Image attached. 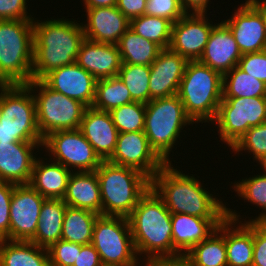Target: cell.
I'll list each match as a JSON object with an SVG mask.
<instances>
[{
    "instance_id": "b9f144b4",
    "label": "cell",
    "mask_w": 266,
    "mask_h": 266,
    "mask_svg": "<svg viewBox=\"0 0 266 266\" xmlns=\"http://www.w3.org/2000/svg\"><path fill=\"white\" fill-rule=\"evenodd\" d=\"M238 67L266 84V50L242 54Z\"/></svg>"
},
{
    "instance_id": "681fc988",
    "label": "cell",
    "mask_w": 266,
    "mask_h": 266,
    "mask_svg": "<svg viewBox=\"0 0 266 266\" xmlns=\"http://www.w3.org/2000/svg\"><path fill=\"white\" fill-rule=\"evenodd\" d=\"M184 10L189 13L192 9V13H206L209 0H180ZM189 10V11H188Z\"/></svg>"
},
{
    "instance_id": "f5cc1de1",
    "label": "cell",
    "mask_w": 266,
    "mask_h": 266,
    "mask_svg": "<svg viewBox=\"0 0 266 266\" xmlns=\"http://www.w3.org/2000/svg\"><path fill=\"white\" fill-rule=\"evenodd\" d=\"M259 164L262 166L264 169V174H266V156L259 162Z\"/></svg>"
},
{
    "instance_id": "7402d4cb",
    "label": "cell",
    "mask_w": 266,
    "mask_h": 266,
    "mask_svg": "<svg viewBox=\"0 0 266 266\" xmlns=\"http://www.w3.org/2000/svg\"><path fill=\"white\" fill-rule=\"evenodd\" d=\"M79 129L102 161L112 156L119 131L109 112L87 107Z\"/></svg>"
},
{
    "instance_id": "ffe728a7",
    "label": "cell",
    "mask_w": 266,
    "mask_h": 266,
    "mask_svg": "<svg viewBox=\"0 0 266 266\" xmlns=\"http://www.w3.org/2000/svg\"><path fill=\"white\" fill-rule=\"evenodd\" d=\"M242 57L229 27L222 21L214 24L199 62L219 72L222 76L238 66Z\"/></svg>"
},
{
    "instance_id": "9a60e30c",
    "label": "cell",
    "mask_w": 266,
    "mask_h": 266,
    "mask_svg": "<svg viewBox=\"0 0 266 266\" xmlns=\"http://www.w3.org/2000/svg\"><path fill=\"white\" fill-rule=\"evenodd\" d=\"M205 14L186 13L172 24L169 48L188 61L199 60L212 32L214 25L208 22Z\"/></svg>"
},
{
    "instance_id": "ac0fdd59",
    "label": "cell",
    "mask_w": 266,
    "mask_h": 266,
    "mask_svg": "<svg viewBox=\"0 0 266 266\" xmlns=\"http://www.w3.org/2000/svg\"><path fill=\"white\" fill-rule=\"evenodd\" d=\"M223 22L231 30L242 54L266 50V31L262 16L248 1Z\"/></svg>"
},
{
    "instance_id": "ba28073f",
    "label": "cell",
    "mask_w": 266,
    "mask_h": 266,
    "mask_svg": "<svg viewBox=\"0 0 266 266\" xmlns=\"http://www.w3.org/2000/svg\"><path fill=\"white\" fill-rule=\"evenodd\" d=\"M144 132L151 148L165 162L170 163L169 154L182 127L193 124L192 119L186 114L179 96L173 95L154 99L145 104Z\"/></svg>"
},
{
    "instance_id": "4316f807",
    "label": "cell",
    "mask_w": 266,
    "mask_h": 266,
    "mask_svg": "<svg viewBox=\"0 0 266 266\" xmlns=\"http://www.w3.org/2000/svg\"><path fill=\"white\" fill-rule=\"evenodd\" d=\"M37 159L33 165L29 185L45 199H63L71 170L56 161L49 164Z\"/></svg>"
},
{
    "instance_id": "4fadbf2b",
    "label": "cell",
    "mask_w": 266,
    "mask_h": 266,
    "mask_svg": "<svg viewBox=\"0 0 266 266\" xmlns=\"http://www.w3.org/2000/svg\"><path fill=\"white\" fill-rule=\"evenodd\" d=\"M107 161L137 169L150 179L166 164L151 148L144 131L119 133L114 152Z\"/></svg>"
},
{
    "instance_id": "ee69618b",
    "label": "cell",
    "mask_w": 266,
    "mask_h": 266,
    "mask_svg": "<svg viewBox=\"0 0 266 266\" xmlns=\"http://www.w3.org/2000/svg\"><path fill=\"white\" fill-rule=\"evenodd\" d=\"M252 266H266V222H253Z\"/></svg>"
},
{
    "instance_id": "f907efd6",
    "label": "cell",
    "mask_w": 266,
    "mask_h": 266,
    "mask_svg": "<svg viewBox=\"0 0 266 266\" xmlns=\"http://www.w3.org/2000/svg\"><path fill=\"white\" fill-rule=\"evenodd\" d=\"M86 9L97 7H114L117 6L118 0H83Z\"/></svg>"
},
{
    "instance_id": "2e32d148",
    "label": "cell",
    "mask_w": 266,
    "mask_h": 266,
    "mask_svg": "<svg viewBox=\"0 0 266 266\" xmlns=\"http://www.w3.org/2000/svg\"><path fill=\"white\" fill-rule=\"evenodd\" d=\"M52 90L92 107L97 79L76 62L51 70L41 79Z\"/></svg>"
},
{
    "instance_id": "7a4b0ae2",
    "label": "cell",
    "mask_w": 266,
    "mask_h": 266,
    "mask_svg": "<svg viewBox=\"0 0 266 266\" xmlns=\"http://www.w3.org/2000/svg\"><path fill=\"white\" fill-rule=\"evenodd\" d=\"M171 212L150 187L127 217L136 254L148 258L182 255L173 247Z\"/></svg>"
},
{
    "instance_id": "d4e9b609",
    "label": "cell",
    "mask_w": 266,
    "mask_h": 266,
    "mask_svg": "<svg viewBox=\"0 0 266 266\" xmlns=\"http://www.w3.org/2000/svg\"><path fill=\"white\" fill-rule=\"evenodd\" d=\"M238 219L239 215L235 210L231 211L230 208H227V217L225 218L227 266H252L253 222L247 221L236 227Z\"/></svg>"
},
{
    "instance_id": "277c9868",
    "label": "cell",
    "mask_w": 266,
    "mask_h": 266,
    "mask_svg": "<svg viewBox=\"0 0 266 266\" xmlns=\"http://www.w3.org/2000/svg\"><path fill=\"white\" fill-rule=\"evenodd\" d=\"M96 174L104 216L127 218L151 187V179L141 171L109 161H102Z\"/></svg>"
},
{
    "instance_id": "7c38bea8",
    "label": "cell",
    "mask_w": 266,
    "mask_h": 266,
    "mask_svg": "<svg viewBox=\"0 0 266 266\" xmlns=\"http://www.w3.org/2000/svg\"><path fill=\"white\" fill-rule=\"evenodd\" d=\"M42 146L50 151L52 161L68 169L78 168V172L96 171L102 163L80 129L52 132L43 139Z\"/></svg>"
},
{
    "instance_id": "ab89813d",
    "label": "cell",
    "mask_w": 266,
    "mask_h": 266,
    "mask_svg": "<svg viewBox=\"0 0 266 266\" xmlns=\"http://www.w3.org/2000/svg\"><path fill=\"white\" fill-rule=\"evenodd\" d=\"M82 245L60 239L48 248L50 266H73Z\"/></svg>"
},
{
    "instance_id": "d590c367",
    "label": "cell",
    "mask_w": 266,
    "mask_h": 266,
    "mask_svg": "<svg viewBox=\"0 0 266 266\" xmlns=\"http://www.w3.org/2000/svg\"><path fill=\"white\" fill-rule=\"evenodd\" d=\"M117 76L129 90L134 102H150V66L122 64Z\"/></svg>"
},
{
    "instance_id": "d6986e66",
    "label": "cell",
    "mask_w": 266,
    "mask_h": 266,
    "mask_svg": "<svg viewBox=\"0 0 266 266\" xmlns=\"http://www.w3.org/2000/svg\"><path fill=\"white\" fill-rule=\"evenodd\" d=\"M42 144L43 141L0 143V181L29 184L36 159L32 151Z\"/></svg>"
},
{
    "instance_id": "e575fe53",
    "label": "cell",
    "mask_w": 266,
    "mask_h": 266,
    "mask_svg": "<svg viewBox=\"0 0 266 266\" xmlns=\"http://www.w3.org/2000/svg\"><path fill=\"white\" fill-rule=\"evenodd\" d=\"M172 24L168 19L144 14L130 20V29L166 49L171 43Z\"/></svg>"
},
{
    "instance_id": "f546056e",
    "label": "cell",
    "mask_w": 266,
    "mask_h": 266,
    "mask_svg": "<svg viewBox=\"0 0 266 266\" xmlns=\"http://www.w3.org/2000/svg\"><path fill=\"white\" fill-rule=\"evenodd\" d=\"M0 265L50 266L48 249L31 241L3 239L0 240Z\"/></svg>"
},
{
    "instance_id": "d6a6232c",
    "label": "cell",
    "mask_w": 266,
    "mask_h": 266,
    "mask_svg": "<svg viewBox=\"0 0 266 266\" xmlns=\"http://www.w3.org/2000/svg\"><path fill=\"white\" fill-rule=\"evenodd\" d=\"M239 97H266V84L235 66L223 75V98Z\"/></svg>"
},
{
    "instance_id": "83f0119b",
    "label": "cell",
    "mask_w": 266,
    "mask_h": 266,
    "mask_svg": "<svg viewBox=\"0 0 266 266\" xmlns=\"http://www.w3.org/2000/svg\"><path fill=\"white\" fill-rule=\"evenodd\" d=\"M66 208L62 199H46L41 207L35 236L30 241L47 249L58 242L62 235Z\"/></svg>"
},
{
    "instance_id": "603a6c76",
    "label": "cell",
    "mask_w": 266,
    "mask_h": 266,
    "mask_svg": "<svg viewBox=\"0 0 266 266\" xmlns=\"http://www.w3.org/2000/svg\"><path fill=\"white\" fill-rule=\"evenodd\" d=\"M76 63L97 80L117 76L122 65L117 45L86 38L80 45Z\"/></svg>"
},
{
    "instance_id": "bcb514c9",
    "label": "cell",
    "mask_w": 266,
    "mask_h": 266,
    "mask_svg": "<svg viewBox=\"0 0 266 266\" xmlns=\"http://www.w3.org/2000/svg\"><path fill=\"white\" fill-rule=\"evenodd\" d=\"M146 3L147 0H118L116 7L131 20L145 14Z\"/></svg>"
},
{
    "instance_id": "8d00e7d4",
    "label": "cell",
    "mask_w": 266,
    "mask_h": 266,
    "mask_svg": "<svg viewBox=\"0 0 266 266\" xmlns=\"http://www.w3.org/2000/svg\"><path fill=\"white\" fill-rule=\"evenodd\" d=\"M109 113L119 133L144 131L146 115L145 104L132 102L119 106Z\"/></svg>"
},
{
    "instance_id": "74e56055",
    "label": "cell",
    "mask_w": 266,
    "mask_h": 266,
    "mask_svg": "<svg viewBox=\"0 0 266 266\" xmlns=\"http://www.w3.org/2000/svg\"><path fill=\"white\" fill-rule=\"evenodd\" d=\"M237 194L253 204L261 207L265 212L261 213L250 222H266V174L255 175L237 182L234 186Z\"/></svg>"
},
{
    "instance_id": "f6af8a7d",
    "label": "cell",
    "mask_w": 266,
    "mask_h": 266,
    "mask_svg": "<svg viewBox=\"0 0 266 266\" xmlns=\"http://www.w3.org/2000/svg\"><path fill=\"white\" fill-rule=\"evenodd\" d=\"M26 5V0H0V20H34Z\"/></svg>"
},
{
    "instance_id": "e0dca14e",
    "label": "cell",
    "mask_w": 266,
    "mask_h": 266,
    "mask_svg": "<svg viewBox=\"0 0 266 266\" xmlns=\"http://www.w3.org/2000/svg\"><path fill=\"white\" fill-rule=\"evenodd\" d=\"M188 60L170 48L162 49L150 65V101L176 95Z\"/></svg>"
},
{
    "instance_id": "60d3db41",
    "label": "cell",
    "mask_w": 266,
    "mask_h": 266,
    "mask_svg": "<svg viewBox=\"0 0 266 266\" xmlns=\"http://www.w3.org/2000/svg\"><path fill=\"white\" fill-rule=\"evenodd\" d=\"M187 12L181 5L180 0H147L145 14L170 20L178 21Z\"/></svg>"
},
{
    "instance_id": "5b68a950",
    "label": "cell",
    "mask_w": 266,
    "mask_h": 266,
    "mask_svg": "<svg viewBox=\"0 0 266 266\" xmlns=\"http://www.w3.org/2000/svg\"><path fill=\"white\" fill-rule=\"evenodd\" d=\"M33 20H0V85L32 81Z\"/></svg>"
},
{
    "instance_id": "44dd1931",
    "label": "cell",
    "mask_w": 266,
    "mask_h": 266,
    "mask_svg": "<svg viewBox=\"0 0 266 266\" xmlns=\"http://www.w3.org/2000/svg\"><path fill=\"white\" fill-rule=\"evenodd\" d=\"M86 13L88 23L82 27L88 40L117 45L130 28V20L116 6L90 8Z\"/></svg>"
},
{
    "instance_id": "4dcf8cb0",
    "label": "cell",
    "mask_w": 266,
    "mask_h": 266,
    "mask_svg": "<svg viewBox=\"0 0 266 266\" xmlns=\"http://www.w3.org/2000/svg\"><path fill=\"white\" fill-rule=\"evenodd\" d=\"M118 49L122 64L150 66L162 48L133 32L130 28L120 38Z\"/></svg>"
},
{
    "instance_id": "1f68e13d",
    "label": "cell",
    "mask_w": 266,
    "mask_h": 266,
    "mask_svg": "<svg viewBox=\"0 0 266 266\" xmlns=\"http://www.w3.org/2000/svg\"><path fill=\"white\" fill-rule=\"evenodd\" d=\"M99 214L67 206L61 239L81 245L92 242L95 220Z\"/></svg>"
},
{
    "instance_id": "6da1fadb",
    "label": "cell",
    "mask_w": 266,
    "mask_h": 266,
    "mask_svg": "<svg viewBox=\"0 0 266 266\" xmlns=\"http://www.w3.org/2000/svg\"><path fill=\"white\" fill-rule=\"evenodd\" d=\"M166 163L151 179V188L172 213L200 218H226L227 208L222 201L205 190L195 177L185 175Z\"/></svg>"
},
{
    "instance_id": "9c48e42d",
    "label": "cell",
    "mask_w": 266,
    "mask_h": 266,
    "mask_svg": "<svg viewBox=\"0 0 266 266\" xmlns=\"http://www.w3.org/2000/svg\"><path fill=\"white\" fill-rule=\"evenodd\" d=\"M27 85L33 92L39 90L38 94L33 93V96L37 126L43 139L55 131L80 128L87 108L85 104L52 90L42 80H32Z\"/></svg>"
},
{
    "instance_id": "8fae6325",
    "label": "cell",
    "mask_w": 266,
    "mask_h": 266,
    "mask_svg": "<svg viewBox=\"0 0 266 266\" xmlns=\"http://www.w3.org/2000/svg\"><path fill=\"white\" fill-rule=\"evenodd\" d=\"M266 121V97L222 98L217 116L221 140L231 148L251 128Z\"/></svg>"
},
{
    "instance_id": "5bb4252c",
    "label": "cell",
    "mask_w": 266,
    "mask_h": 266,
    "mask_svg": "<svg viewBox=\"0 0 266 266\" xmlns=\"http://www.w3.org/2000/svg\"><path fill=\"white\" fill-rule=\"evenodd\" d=\"M46 199L29 184L15 185L10 204V240L30 241Z\"/></svg>"
},
{
    "instance_id": "8992f818",
    "label": "cell",
    "mask_w": 266,
    "mask_h": 266,
    "mask_svg": "<svg viewBox=\"0 0 266 266\" xmlns=\"http://www.w3.org/2000/svg\"><path fill=\"white\" fill-rule=\"evenodd\" d=\"M177 95L194 123L213 122L223 98V76L198 60L188 61Z\"/></svg>"
},
{
    "instance_id": "7dc6e473",
    "label": "cell",
    "mask_w": 266,
    "mask_h": 266,
    "mask_svg": "<svg viewBox=\"0 0 266 266\" xmlns=\"http://www.w3.org/2000/svg\"><path fill=\"white\" fill-rule=\"evenodd\" d=\"M73 266H103L99 253L90 243L82 245Z\"/></svg>"
},
{
    "instance_id": "30bf717a",
    "label": "cell",
    "mask_w": 266,
    "mask_h": 266,
    "mask_svg": "<svg viewBox=\"0 0 266 266\" xmlns=\"http://www.w3.org/2000/svg\"><path fill=\"white\" fill-rule=\"evenodd\" d=\"M91 244L103 266H131L138 263L128 219L99 215L95 220Z\"/></svg>"
},
{
    "instance_id": "7bdbcfd3",
    "label": "cell",
    "mask_w": 266,
    "mask_h": 266,
    "mask_svg": "<svg viewBox=\"0 0 266 266\" xmlns=\"http://www.w3.org/2000/svg\"><path fill=\"white\" fill-rule=\"evenodd\" d=\"M15 185L0 181V240H10V204Z\"/></svg>"
},
{
    "instance_id": "f35d334b",
    "label": "cell",
    "mask_w": 266,
    "mask_h": 266,
    "mask_svg": "<svg viewBox=\"0 0 266 266\" xmlns=\"http://www.w3.org/2000/svg\"><path fill=\"white\" fill-rule=\"evenodd\" d=\"M235 153L240 151L251 152L254 159L261 161L266 156V121L251 127L231 148Z\"/></svg>"
},
{
    "instance_id": "816d5d0a",
    "label": "cell",
    "mask_w": 266,
    "mask_h": 266,
    "mask_svg": "<svg viewBox=\"0 0 266 266\" xmlns=\"http://www.w3.org/2000/svg\"><path fill=\"white\" fill-rule=\"evenodd\" d=\"M262 16L266 31V0H247Z\"/></svg>"
},
{
    "instance_id": "c3c4849f",
    "label": "cell",
    "mask_w": 266,
    "mask_h": 266,
    "mask_svg": "<svg viewBox=\"0 0 266 266\" xmlns=\"http://www.w3.org/2000/svg\"><path fill=\"white\" fill-rule=\"evenodd\" d=\"M144 266H188L184 256L173 258H146Z\"/></svg>"
},
{
    "instance_id": "836d02e7",
    "label": "cell",
    "mask_w": 266,
    "mask_h": 266,
    "mask_svg": "<svg viewBox=\"0 0 266 266\" xmlns=\"http://www.w3.org/2000/svg\"><path fill=\"white\" fill-rule=\"evenodd\" d=\"M132 102L129 90L118 76L97 80L93 108L110 112Z\"/></svg>"
},
{
    "instance_id": "3957f363",
    "label": "cell",
    "mask_w": 266,
    "mask_h": 266,
    "mask_svg": "<svg viewBox=\"0 0 266 266\" xmlns=\"http://www.w3.org/2000/svg\"><path fill=\"white\" fill-rule=\"evenodd\" d=\"M34 21L32 80H41L51 70L76 62L85 35L83 25L64 17Z\"/></svg>"
},
{
    "instance_id": "52a82bcc",
    "label": "cell",
    "mask_w": 266,
    "mask_h": 266,
    "mask_svg": "<svg viewBox=\"0 0 266 266\" xmlns=\"http://www.w3.org/2000/svg\"><path fill=\"white\" fill-rule=\"evenodd\" d=\"M0 143L43 141L27 84L0 85ZM32 94V95H31Z\"/></svg>"
},
{
    "instance_id": "484cf974",
    "label": "cell",
    "mask_w": 266,
    "mask_h": 266,
    "mask_svg": "<svg viewBox=\"0 0 266 266\" xmlns=\"http://www.w3.org/2000/svg\"><path fill=\"white\" fill-rule=\"evenodd\" d=\"M62 200L69 207L102 215L100 186L96 171L74 173L72 170Z\"/></svg>"
},
{
    "instance_id": "f1b7e54d",
    "label": "cell",
    "mask_w": 266,
    "mask_h": 266,
    "mask_svg": "<svg viewBox=\"0 0 266 266\" xmlns=\"http://www.w3.org/2000/svg\"><path fill=\"white\" fill-rule=\"evenodd\" d=\"M184 258L188 266H227L225 219L208 238L194 245Z\"/></svg>"
},
{
    "instance_id": "cb8c5ba5",
    "label": "cell",
    "mask_w": 266,
    "mask_h": 266,
    "mask_svg": "<svg viewBox=\"0 0 266 266\" xmlns=\"http://www.w3.org/2000/svg\"><path fill=\"white\" fill-rule=\"evenodd\" d=\"M224 219L200 218L183 213L171 214L173 247L184 256L194 245L216 231Z\"/></svg>"
}]
</instances>
